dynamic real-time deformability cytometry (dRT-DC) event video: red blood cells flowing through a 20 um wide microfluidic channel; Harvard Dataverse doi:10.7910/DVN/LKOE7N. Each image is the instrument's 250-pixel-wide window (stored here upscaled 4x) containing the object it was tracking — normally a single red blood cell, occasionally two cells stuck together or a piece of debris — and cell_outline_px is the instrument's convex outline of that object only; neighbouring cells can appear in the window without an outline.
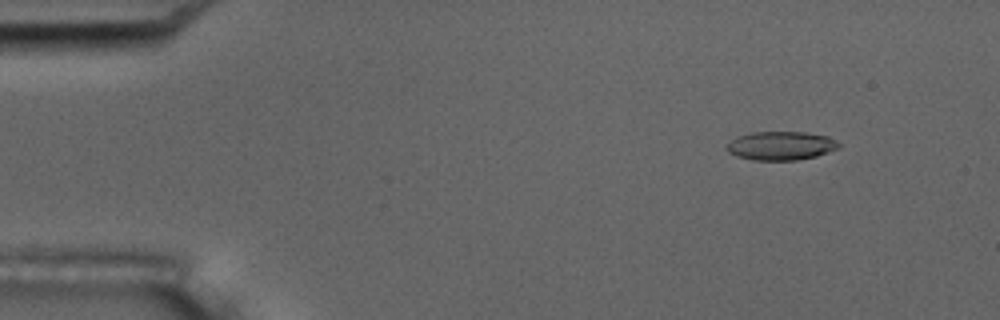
{"species": "common noctule bat (a hibernating species)", "species_latin": "Nyctalus noctula", "temperature_condition": "room temperature", "stored_images_in_passage": 48, "camera_frame_rate_fps": 3000, "um_per_image_px": 0.085, "animal": {"sex": "male", "body_mass_g": 17.5, "forearm_length_mm": 52.3}, "frame": {"image": 1, "passage_image": 1, "time_ms": 0.0, "image_size_px": [1000, 320], "cell_outline_px": [[840, 148], [816, 156], [796, 160], [752, 160], [736, 156], [728, 152], [724, 148], [736, 136], [752, 132], [804, 132], [828, 136], [836, 140], [840, 144]], "centroid_in_image_um": [66.37, 12.39], "position_along_channel_um": 18.6, "area_um2": 18.84}}
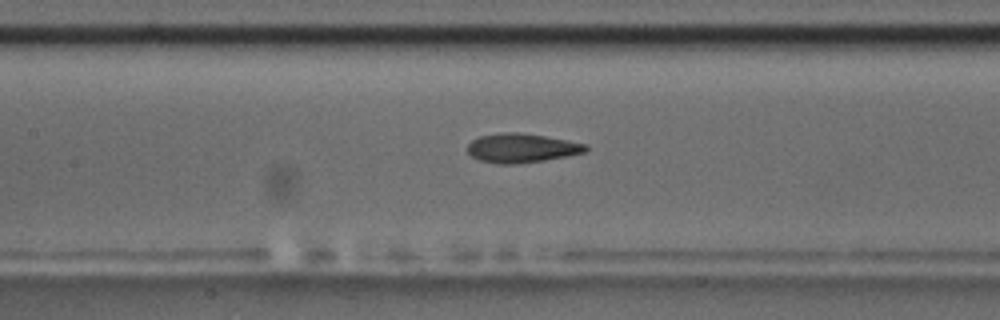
{"frame": {"image": 2, "passage_image": 20, "time_ms": 6.333, "image_size_px": [1000, 320], "cell_outline_px": [[588, 148], [584, 152], [568, 156], [544, 160], [516, 164], [500, 164], [480, 160], [472, 156], [468, 152], [468, 144], [472, 140], [480, 136], [500, 132], [520, 132], [544, 136], [588, 144]], "centroid_in_image_um": [44.34, 12.58], "position_along_channel_um": 163.1, "area_um2": 20.0}}